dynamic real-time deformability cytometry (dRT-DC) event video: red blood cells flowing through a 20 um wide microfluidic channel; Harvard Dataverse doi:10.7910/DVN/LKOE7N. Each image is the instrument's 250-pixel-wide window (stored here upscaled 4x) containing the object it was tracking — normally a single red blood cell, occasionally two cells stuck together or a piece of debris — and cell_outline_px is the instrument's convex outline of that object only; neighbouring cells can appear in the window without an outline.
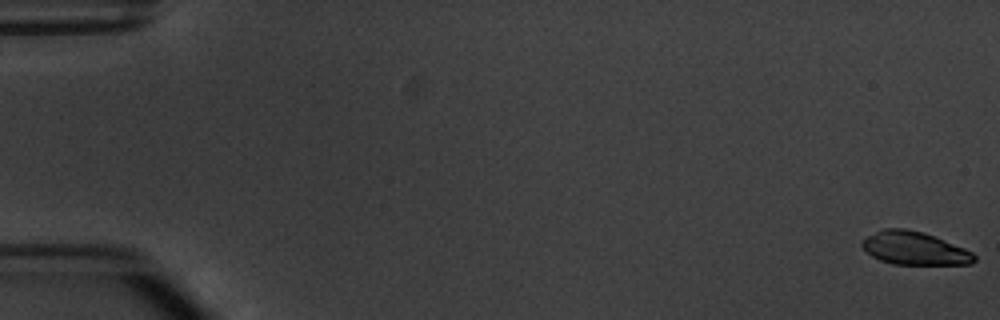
{"species": "common noctule bat (a hibernating species)", "species_latin": "Nyctalus noctula", "temperature_condition": "warm", "stored_images_in_passage": 6, "camera_frame_rate_fps": 3000, "um_per_image_px": 0.085, "animal": {"sex": "male", "body_mass_g": 20.1, "forearm_length_mm": 53.5}, "frame": {"image": 1, "passage_image": 1, "time_ms": 0.0, "image_size_px": [1000, 320], "cell_outline_px": [[976, 260], [972, 264], [892, 264], [880, 260], [872, 256], [860, 244], [860, 240], [884, 228], [904, 228], [924, 232], [964, 248], [972, 252], [976, 256]], "centroid_in_image_um": [77.72, 21.1], "position_along_channel_um": 7.3, "area_um2": 21.56}}
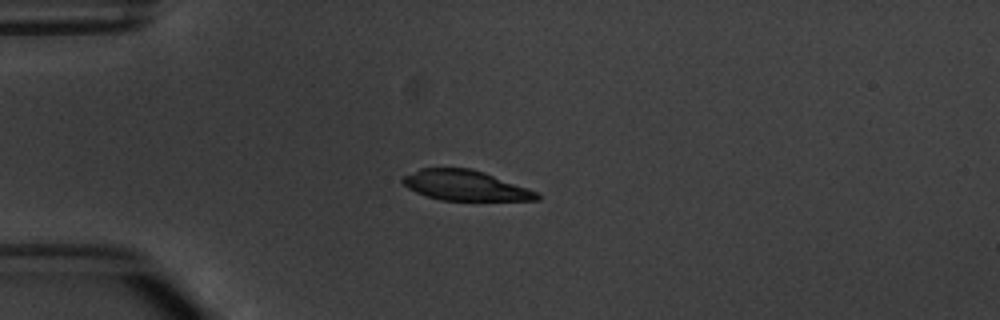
{"frame": {"image": 2, "passage_image": 4, "time_ms": 4.667, "image_size_px": [1000, 320], "cell_outline_px": [[540, 200], [440, 200], [416, 192], [408, 188], [400, 180], [404, 176], [420, 168], [472, 168], [484, 172], [540, 192]], "centroid_in_image_um": [39.58, 15.76], "position_along_channel_um": 45.4, "area_um2": 23.58}}